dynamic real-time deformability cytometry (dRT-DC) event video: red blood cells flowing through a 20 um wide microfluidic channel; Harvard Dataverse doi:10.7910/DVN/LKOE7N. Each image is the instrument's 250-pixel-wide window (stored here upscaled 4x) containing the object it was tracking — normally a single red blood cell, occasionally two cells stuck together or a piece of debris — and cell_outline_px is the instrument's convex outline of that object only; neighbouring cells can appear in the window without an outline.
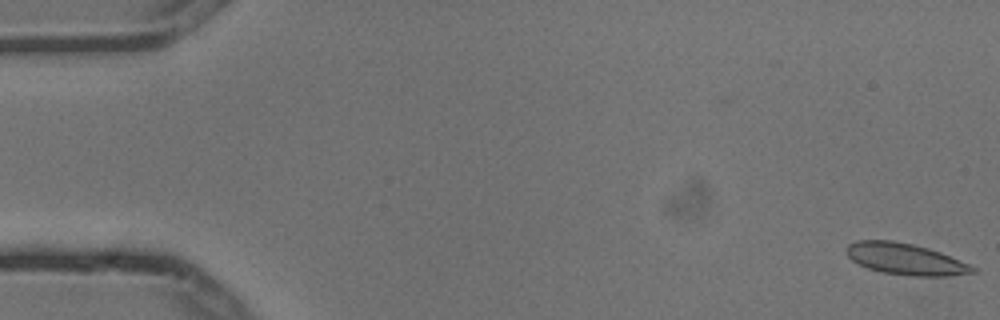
{"species": "common noctule bat (a hibernating species)", "species_latin": "Nyctalus noctula", "temperature_condition": "cold", "stored_images_in_passage": 6, "camera_frame_rate_fps": 3000, "um_per_image_px": 0.085, "animal": {"sex": "male", "body_mass_g": 13.3}, "frame": {"image": 1, "passage_image": 1, "time_ms": 0.0, "image_size_px": [1000, 320], "cell_outline_px": [[980, 272], [948, 276], [908, 276], [880, 272], [868, 268], [852, 260], [848, 256], [844, 248], [848, 244], [856, 240], [892, 240], [912, 244], [928, 248], [940, 252], [968, 264], [976, 268]], "centroid_in_image_um": [76.95, 22.02], "position_along_channel_um": 8.1, "area_um2": 23.24}}
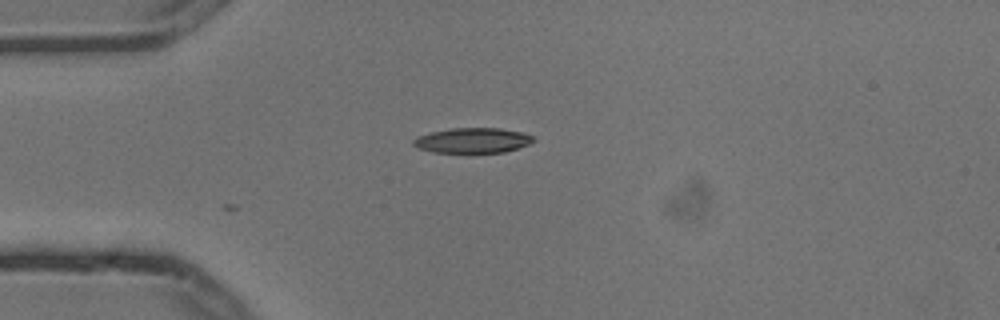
{"frame": {"image": 2, "passage_image": 6, "time_ms": 1.667, "image_size_px": [1000, 320], "cell_outline_px": [[536, 140], [528, 144], [504, 152], [432, 152], [416, 148], [412, 144], [412, 140], [416, 136], [432, 132], [452, 128], [500, 128], [524, 132], [532, 136]], "centroid_in_image_um": [40.14, 11.93], "position_along_channel_um": 44.9, "area_um2": 17.57}}